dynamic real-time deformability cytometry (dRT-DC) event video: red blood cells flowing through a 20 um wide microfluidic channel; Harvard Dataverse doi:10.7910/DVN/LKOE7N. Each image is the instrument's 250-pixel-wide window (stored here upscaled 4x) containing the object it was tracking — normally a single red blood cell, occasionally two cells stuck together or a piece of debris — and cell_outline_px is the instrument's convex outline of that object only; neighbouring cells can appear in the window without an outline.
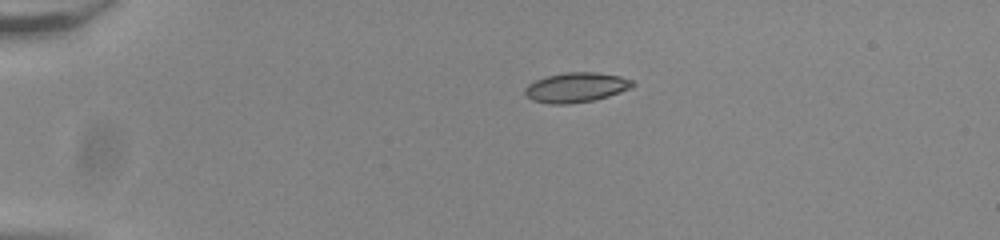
{"species": "common noctule bat (a hibernating species)", "species_latin": "Nyctalus noctula", "temperature_condition": "room temperature", "stored_images_in_passage": 43, "camera_frame_rate_fps": 3000, "um_per_image_px": 0.085, "animal": {"sex": "male", "body_mass_g": 20.0, "forearm_length_mm": 53.3}, "frame": {"image": 1, "passage_image": 1, "time_ms": 0.0, "image_size_px": [1000, 240], "cell_outline_px": [[636, 84], [620, 92], [608, 96], [592, 100], [568, 104], [548, 104], [532, 100], [524, 92], [524, 88], [528, 84], [536, 80], [548, 76], [564, 72], [596, 72], [620, 76], [632, 80]], "centroid_in_image_um": [48.95, 7.43], "position_along_channel_um": 36.1, "area_um2": 18.55}}
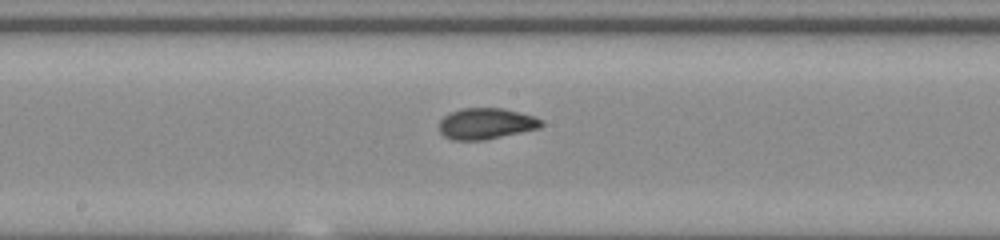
{"frame": {"image": 2, "passage_image": 19, "time_ms": 6.0, "image_size_px": [1000, 240], "cell_outline_px": [[544, 124], [540, 128], [484, 140], [452, 140], [444, 136], [440, 132], [440, 120], [448, 112], [460, 108], [504, 108], [520, 112], [544, 120]], "centroid_in_image_um": [41.31, 10.5], "position_along_channel_um": 206.9, "area_um2": 18.67}}
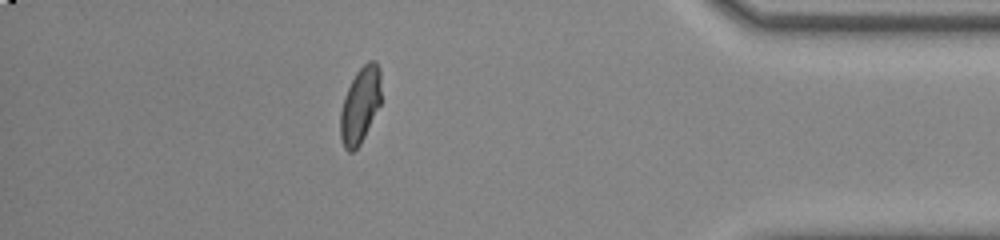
{"frame": {"image": 3, "passage_image": 37, "time_ms": 12.0, "image_size_px": [1000, 240], "cell_outline_px": [[380, 104], [360, 144], [352, 152], [348, 152], [344, 148], [340, 136], [340, 112], [348, 88], [356, 72], [368, 60], [376, 60], [380, 68]], "centroid_in_image_um": [30.61, 8.93], "position_along_channel_um": 404.6, "area_um2": 17.86}, "authors_computed_cell_mechanics": {"area_um2": 18.207, "velocity_mm_per_s": 3.8469, "shape_relaxation_time_tau1_ms": 8.9418, "shape_relaxation_time_tau2_ms": 0.8144, "deformation_change_tau1": 0.2049, "deformation_change_tau2": 0.0504}}